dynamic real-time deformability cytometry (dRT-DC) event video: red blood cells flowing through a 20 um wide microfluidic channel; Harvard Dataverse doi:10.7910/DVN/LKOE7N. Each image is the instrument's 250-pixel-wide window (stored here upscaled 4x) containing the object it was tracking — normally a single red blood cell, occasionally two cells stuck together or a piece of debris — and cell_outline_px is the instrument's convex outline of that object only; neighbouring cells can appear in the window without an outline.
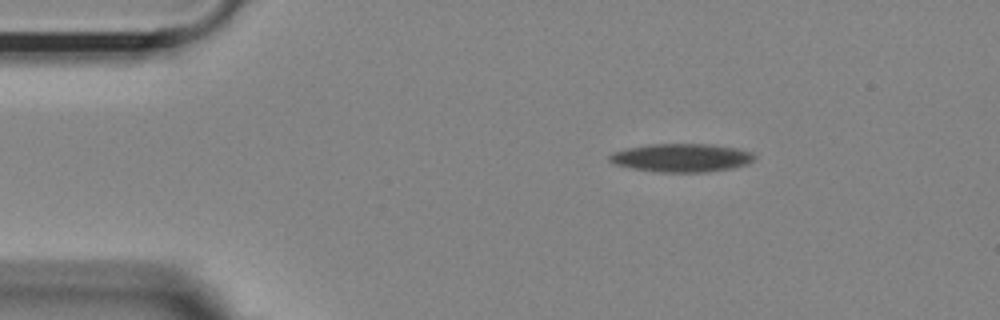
{"species": "Egyptian fruit bat (a non-hibernating species)", "species_latin": "Rousettus aegyptiacus", "temperature_condition": "room temperature", "stored_images_in_passage": 48, "camera_frame_rate_fps": 3000, "um_per_image_px": 0.085, "animal": {"sex": "female"}, "frame": {"image": 1, "passage_image": 1, "time_ms": 0.0, "image_size_px": [1000, 320], "cell_outline_px": [[756, 156], [748, 164], [732, 168], [704, 172], [656, 172], [632, 168], [616, 164], [608, 160], [608, 156], [612, 152], [624, 148], [648, 144], [708, 144], [736, 148], [752, 152]], "centroid_in_image_um": [57.9, 13.4], "position_along_channel_um": 27.1, "area_um2": 23.99}}
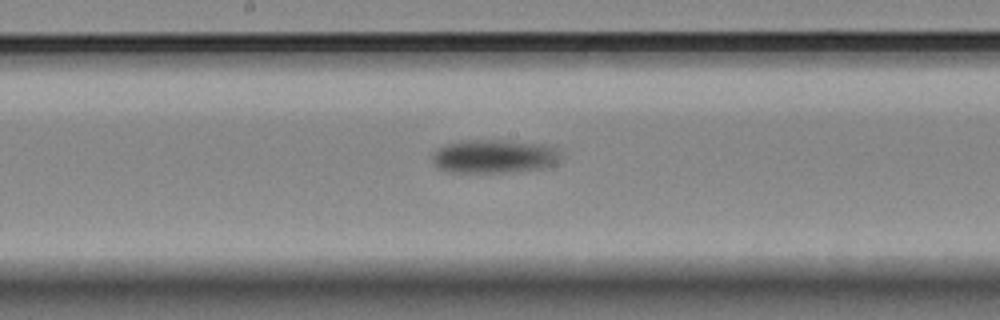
{"frame": {"image": 2, "passage_image": 21, "time_ms": 6.667, "image_size_px": [1000, 320], "cell_outline_px": [[560, 160], [556, 164], [548, 168], [512, 172], [452, 172], [436, 168], [432, 164], [432, 152], [448, 144], [460, 140], [500, 140], [548, 144], [556, 148], [560, 152]], "centroid_in_image_um": [42.04, 13.29], "position_along_channel_um": 206.2, "area_um2": 25.61}}
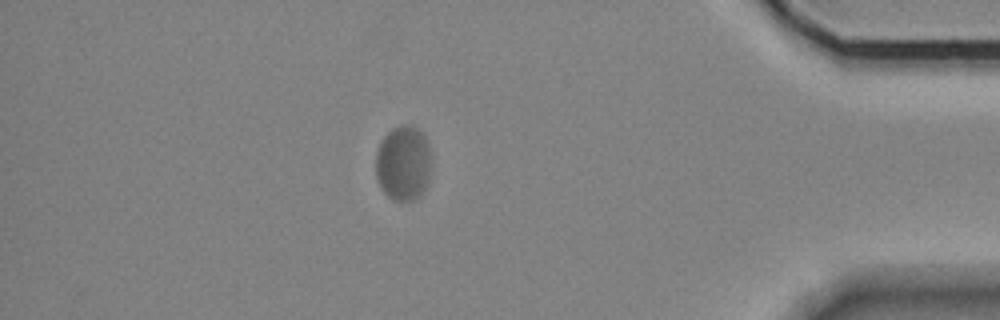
{"frame": {"image": 3, "passage_image": 41, "time_ms": 13.333, "image_size_px": [1000, 320], "cell_outline_px": [[432, 168], [428, 184], [420, 196], [412, 200], [392, 200], [380, 188], [376, 180], [376, 152], [384, 136], [392, 128], [404, 124], [412, 124], [424, 132], [432, 156]], "centroid_in_image_um": [34.32, 13.85], "position_along_channel_um": 400.9, "area_um2": 25.09}, "authors_computed_cell_mechanics": {"area_um2": 24.7095, "velocity_mm_per_s": 3.5187, "shape_relaxation_time_tau1_ms": 4.1676, "shape_relaxation_time_tau2_ms": null, "deformation_change_tau1": 0.1183, "deformation_change_tau2": null}}